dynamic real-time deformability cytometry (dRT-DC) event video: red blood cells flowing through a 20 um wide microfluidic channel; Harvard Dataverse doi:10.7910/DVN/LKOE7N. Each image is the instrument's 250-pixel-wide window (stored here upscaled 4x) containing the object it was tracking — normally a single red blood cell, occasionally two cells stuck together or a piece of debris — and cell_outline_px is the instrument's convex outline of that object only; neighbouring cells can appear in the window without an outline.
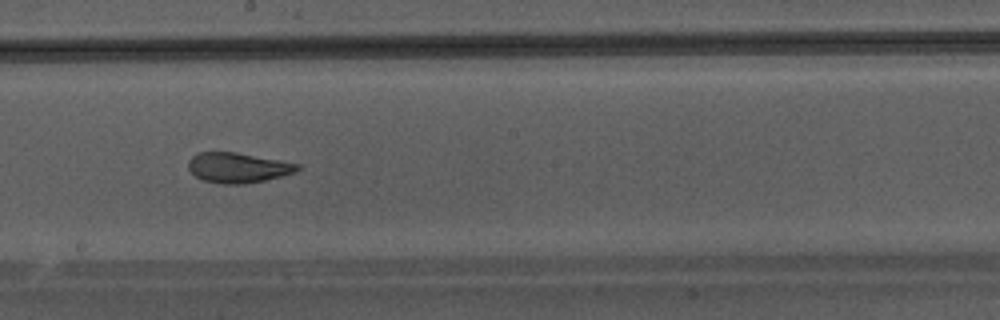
{"species": "Egyptian fruit bat (a non-hibernating species)", "species_latin": "Rousettus aegyptiacus", "temperature_condition": "warm", "stored_images_in_passage": 47, "camera_frame_rate_fps": 3000, "um_per_image_px": 0.085, "animal": {"sex": "male"}, "frame": {"image": 1, "passage_image": 27, "time_ms": 8.667, "image_size_px": [1000, 320], "cell_outline_px": [[300, 168], [296, 172], [264, 180], [244, 184], [220, 184], [204, 180], [196, 176], [188, 168], [188, 160], [192, 156], [200, 152], [236, 152], [280, 160], [300, 164]], "centroid_in_image_um": [20.22, 14.25], "position_along_channel_um": 228.0, "area_um2": 19.07}}